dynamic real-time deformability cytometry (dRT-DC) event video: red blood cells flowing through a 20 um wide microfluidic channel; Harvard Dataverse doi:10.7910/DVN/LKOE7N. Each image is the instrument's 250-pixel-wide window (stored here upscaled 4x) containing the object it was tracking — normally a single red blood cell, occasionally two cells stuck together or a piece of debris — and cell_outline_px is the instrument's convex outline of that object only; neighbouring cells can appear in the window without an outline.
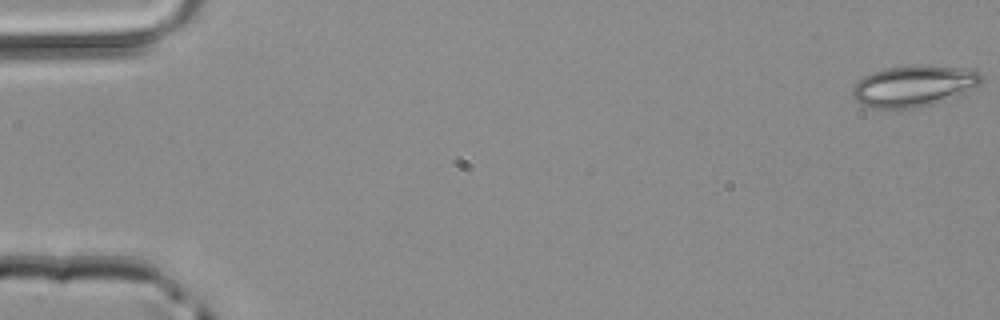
{"species": "common noctule bat (a hibernating species)", "species_latin": "Nyctalus noctula", "temperature_condition": "room temperature", "stored_images_in_passage": 49, "camera_frame_rate_fps": 3000, "um_per_image_px": 0.085, "animal": {"sex": "male", "body_mass_g": 20.4}, "frame": {"image": 1, "passage_image": 1, "time_ms": 0.0, "image_size_px": [1000, 320], "cell_outline_px": [[984, 80], [980, 84], [964, 92], [944, 100], [932, 104], [912, 108], [876, 108], [864, 104], [856, 100], [852, 96], [852, 88], [864, 76], [872, 72], [888, 68], [916, 64], [928, 64], [964, 68], [980, 72], [984, 76]], "centroid_in_image_um": [77.7, 7.28], "position_along_channel_um": 7.3, "area_um2": 30.81}}
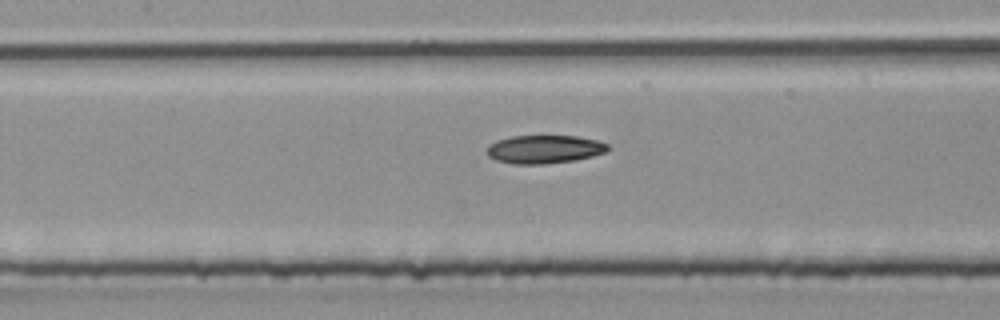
{"frame": {"image": 2, "passage_image": 23, "time_ms": 7.333, "image_size_px": [1000, 320], "cell_outline_px": [[612, 148], [608, 152], [576, 160], [544, 164], [512, 164], [496, 160], [488, 156], [488, 144], [496, 140], [512, 136], [576, 136], [596, 140], [608, 144]], "centroid_in_image_um": [46.3, 12.69], "position_along_channel_um": 161.1, "area_um2": 20.11}}
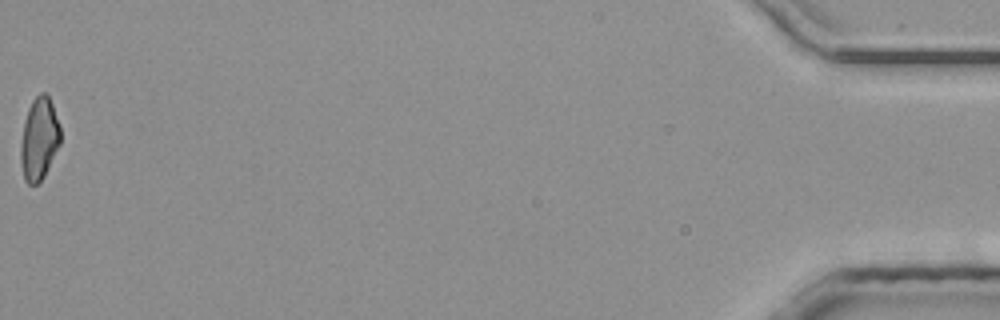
{"frame": {"image": 3, "passage_image": 49, "time_ms": 16.0, "image_size_px": [1000, 320], "cell_outline_px": [[60, 144], [44, 176], [36, 184], [28, 184], [24, 180], [20, 160], [20, 144], [24, 120], [28, 108], [32, 100], [40, 92], [44, 92], [48, 96], [52, 104], [60, 128]], "centroid_in_image_um": [3.31, 11.8], "position_along_channel_um": 431.9, "area_um2": 19.07}}